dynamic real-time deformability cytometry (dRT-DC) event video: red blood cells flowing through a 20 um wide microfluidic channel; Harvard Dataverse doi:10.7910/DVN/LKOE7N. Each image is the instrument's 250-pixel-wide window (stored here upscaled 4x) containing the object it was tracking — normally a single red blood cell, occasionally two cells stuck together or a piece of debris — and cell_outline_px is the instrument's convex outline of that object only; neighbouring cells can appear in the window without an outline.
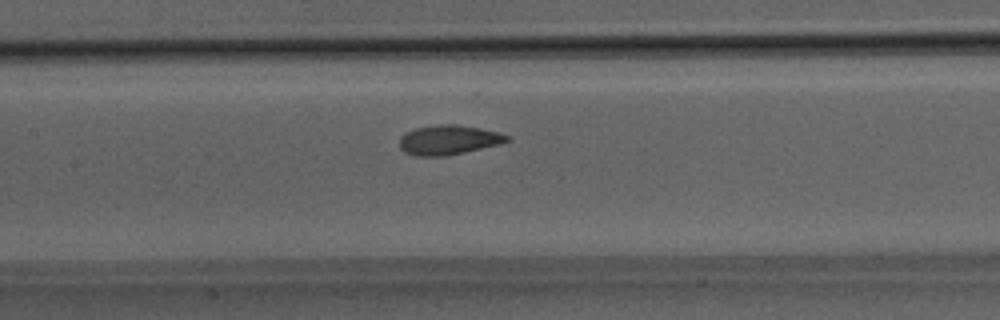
{"species": "Egyptian fruit bat (a non-hibernating species)", "species_latin": "Rousettus aegyptiacus", "temperature_condition": "room temperature", "stored_images_in_passage": 38, "camera_frame_rate_fps": 3000, "um_per_image_px": 0.085, "animal": {"sex": "male"}, "frame": {"image": 1, "passage_image": 12, "time_ms": 3.667, "image_size_px": [1000, 320], "cell_outline_px": [[508, 140], [500, 144], [464, 152], [444, 156], [416, 156], [404, 152], [400, 148], [400, 136], [404, 132], [416, 128], [436, 124], [456, 124], [480, 128], [496, 132], [508, 136]], "centroid_in_image_um": [38.06, 11.89], "position_along_channel_um": 169.3, "area_um2": 18.44}}
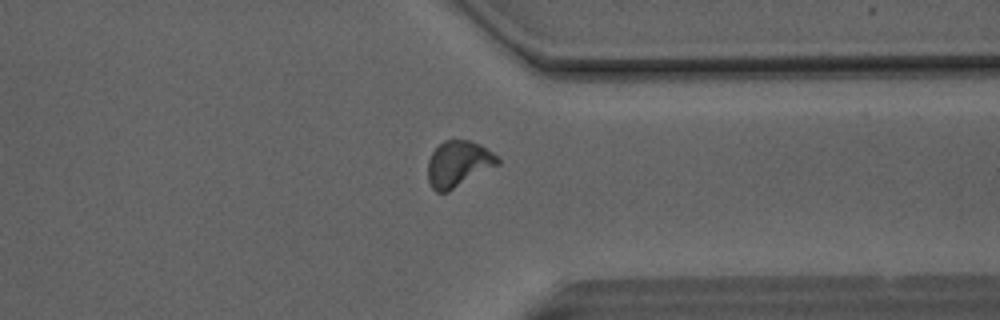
{"frame": {"image": 2, "passage_image": 27, "time_ms": 8.667, "image_size_px": [1000, 320], "cell_outline_px": [[500, 164], [448, 192], [436, 192], [432, 188], [428, 180], [428, 160], [432, 152], [444, 140], [468, 140], [480, 144], [492, 152], [500, 160]], "centroid_in_image_um": [38.96, 13.93], "position_along_channel_um": 372.4, "area_um2": 18.73}}
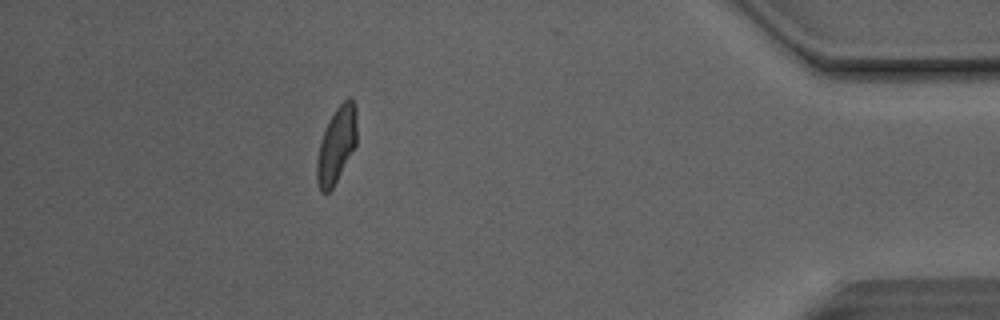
{"frame": {"image": 3, "passage_image": 33, "time_ms": 10.667, "image_size_px": [1000, 320], "cell_outline_px": [[356, 144], [332, 188], [328, 192], [320, 192], [316, 180], [316, 160], [320, 140], [328, 120], [336, 108], [348, 96], [352, 96], [356, 104]], "centroid_in_image_um": [28.59, 12.27], "position_along_channel_um": 406.6, "area_um2": 17.8}, "authors_computed_cell_mechanics": {"area_um2": 18.0047, "velocity_mm_per_s": 4.104, "shape_relaxation_time_tau1_ms": 4.8222, "shape_relaxation_time_tau2_ms": 0.9033, "deformation_change_tau1": 0.1423, "deformation_change_tau2": 0.0582}}